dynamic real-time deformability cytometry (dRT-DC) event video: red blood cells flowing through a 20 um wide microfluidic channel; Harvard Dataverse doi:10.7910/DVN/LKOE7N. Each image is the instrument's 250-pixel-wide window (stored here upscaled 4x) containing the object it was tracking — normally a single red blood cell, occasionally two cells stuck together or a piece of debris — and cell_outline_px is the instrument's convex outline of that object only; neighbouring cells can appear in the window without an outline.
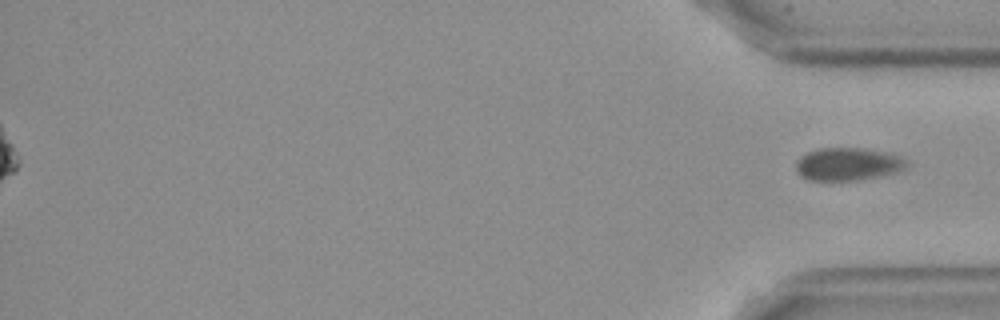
{"species": "Egyptian fruit bat (a non-hibernating species)", "species_latin": "Rousettus aegyptiacus", "temperature_condition": "cold", "stored_images_in_passage": 58, "segment_of_instrument_passage": [2, 2], "camera_frame_rate_fps": 3000, "um_per_image_px": 0.085, "frame": {"image": 1, "passage_image": 58, "time_ms": 19.0, "image_size_px": [1000, 320], "cell_outline_px": [[908, 164], [904, 168], [896, 172], [880, 176], [856, 180], [808, 180], [800, 176], [796, 168], [796, 160], [800, 156], [808, 152], [820, 148], [860, 148], [900, 156]], "centroid_in_image_um": [72.01, 13.96], "position_along_channel_um": 363.2, "area_um2": 20.87}}